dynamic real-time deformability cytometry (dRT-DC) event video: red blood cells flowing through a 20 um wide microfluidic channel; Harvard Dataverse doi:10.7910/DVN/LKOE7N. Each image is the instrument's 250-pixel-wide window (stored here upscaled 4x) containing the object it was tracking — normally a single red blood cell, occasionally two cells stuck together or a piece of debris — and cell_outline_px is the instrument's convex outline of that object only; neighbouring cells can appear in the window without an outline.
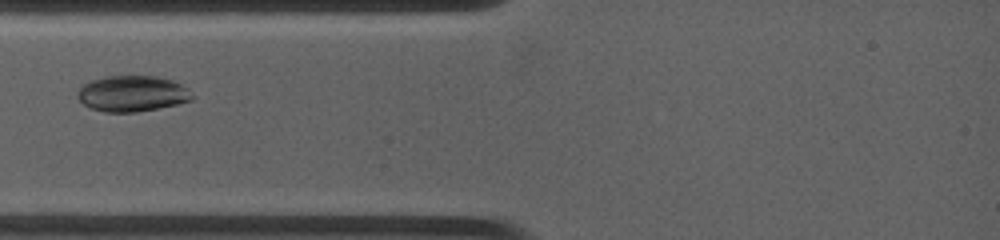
{"species": "common noctule bat (a hibernating species)", "species_latin": "Nyctalus noctula", "temperature_condition": "warm", "stored_images_in_passage": 61, "camera_frame_rate_fps": 4500, "um_per_image_px": 0.085, "animal": {"sex": "female", "body_mass_g": 19.0, "forearm_length_mm": 53.3}, "frame": {"image": 1, "passage_image": 1, "time_ms": 0.0, "image_size_px": [1000, 240], "cell_outline_px": [[192, 100], [176, 104], [136, 112], [104, 112], [92, 108], [84, 104], [76, 96], [80, 88], [88, 80], [108, 76], [156, 76], [172, 80], [188, 88], [192, 96]], "centroid_in_image_um": [11.22, 7.95], "position_along_channel_um": 73.8, "area_um2": 23.81}}
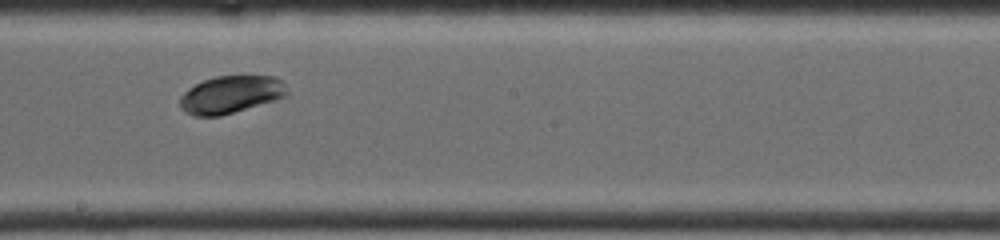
{"frame": {"image": 2, "passage_image": 26, "time_ms": 4.0, "image_size_px": [1000, 240], "cell_outline_px": [[288, 96], [276, 100], [220, 116], [192, 116], [184, 112], [180, 108], [180, 96], [188, 88], [204, 80], [216, 76], [240, 72], [244, 72], [272, 76], [280, 80], [288, 88]], "centroid_in_image_um": [19.65, 7.99], "position_along_channel_um": 228.6, "area_um2": 24.39}}
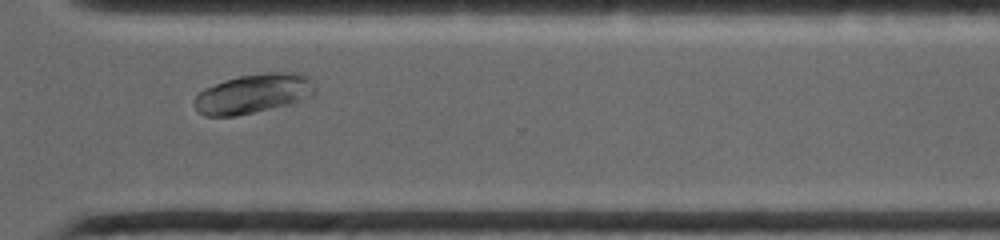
{"frame": {"image": 3, "passage_image": 48, "time_ms": 7.111, "image_size_px": [1000, 240], "cell_outline_px": [[316, 92], [312, 96], [292, 104], [236, 116], [204, 116], [192, 104], [192, 100], [204, 88], [224, 80], [240, 76], [264, 72], [304, 72], [312, 80], [316, 88]], "centroid_in_image_um": [21.58, 7.95], "position_along_channel_um": 349.0, "area_um2": 28.26}}